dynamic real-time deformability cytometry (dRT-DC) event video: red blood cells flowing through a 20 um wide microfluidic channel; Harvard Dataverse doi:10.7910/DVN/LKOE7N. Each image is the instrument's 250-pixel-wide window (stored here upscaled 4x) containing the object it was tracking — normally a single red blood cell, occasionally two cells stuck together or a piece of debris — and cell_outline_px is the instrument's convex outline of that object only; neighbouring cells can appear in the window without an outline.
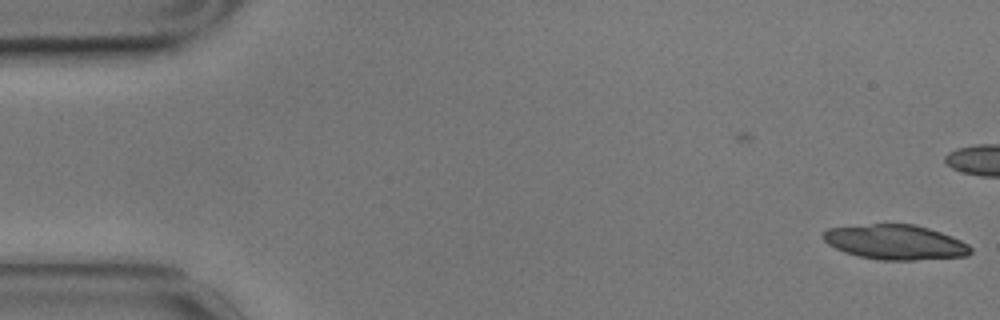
{"species": "common noctule bat (a hibernating species)", "species_latin": "Nyctalus noctula", "temperature_condition": "cold", "stored_images_in_passage": 5, "camera_frame_rate_fps": 3000, "um_per_image_px": 0.085, "animal": {"sex": "male", "body_mass_g": 17.9}, "frame": {"image": 1, "passage_image": 5, "time_ms": 1.333, "image_size_px": [1000, 320], "cell_outline_px": [[972, 252], [968, 256], [916, 260], [880, 260], [860, 256], [844, 252], [828, 244], [820, 236], [828, 228], [872, 224], [916, 224], [952, 236], [968, 244], [972, 248]], "centroid_in_image_um": [76.12, 20.59], "position_along_channel_um": 8.9, "area_um2": 29.94}}